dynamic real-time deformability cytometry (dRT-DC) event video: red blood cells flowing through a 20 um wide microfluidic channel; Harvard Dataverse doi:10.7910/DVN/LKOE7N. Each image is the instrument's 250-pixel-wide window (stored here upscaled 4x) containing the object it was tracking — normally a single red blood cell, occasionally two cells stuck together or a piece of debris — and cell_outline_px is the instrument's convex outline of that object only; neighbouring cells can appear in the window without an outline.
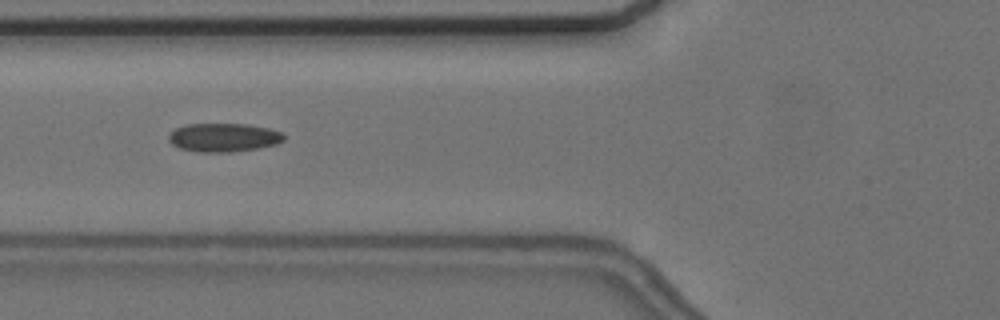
{"species": "common noctule bat (a hibernating species)", "species_latin": "Nyctalus noctula", "temperature_condition": "cold", "stored_images_in_passage": 43, "camera_frame_rate_fps": 3000, "um_per_image_px": 0.085, "animal": {"sex": "female", "body_mass_g": 24.6, "forearm_length_mm": 56.2}, "frame": {"image": 1, "passage_image": 9, "time_ms": 2.667, "image_size_px": [1000, 320], "cell_outline_px": [[284, 140], [276, 144], [256, 148], [232, 152], [196, 152], [180, 148], [172, 144], [168, 140], [168, 136], [176, 128], [184, 124], [248, 124], [268, 128], [280, 132], [284, 136]], "centroid_in_image_um": [18.98, 11.68], "position_along_channel_um": 106.8, "area_um2": 19.13}}
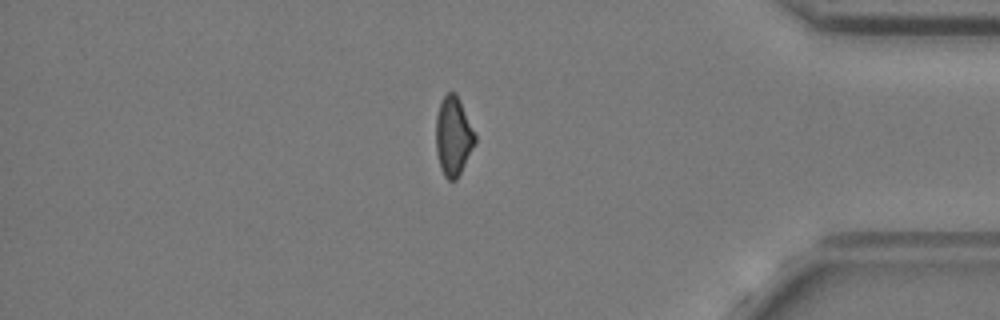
{"frame": {"image": 2, "passage_image": 35, "time_ms": 11.333, "image_size_px": [1000, 320], "cell_outline_px": [[476, 144], [456, 180], [448, 180], [444, 176], [440, 168], [436, 152], [436, 116], [440, 104], [444, 96], [448, 92], [456, 92], [460, 100], [476, 136]], "centroid_in_image_um": [38.53, 11.59], "position_along_channel_um": 396.7, "area_um2": 18.03}}
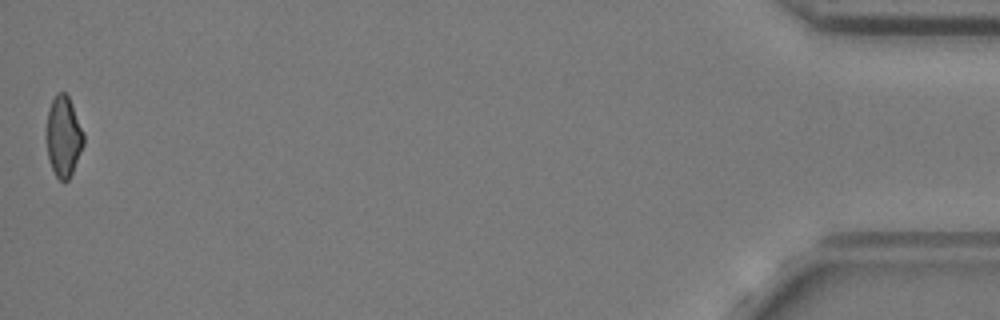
{"frame": {"image": 3, "passage_image": 43, "time_ms": 14.0, "image_size_px": [1000, 320], "cell_outline_px": [[84, 144], [72, 172], [68, 180], [60, 180], [56, 176], [52, 168], [48, 156], [44, 136], [48, 108], [56, 92], [64, 92], [68, 96], [84, 132]], "centroid_in_image_um": [5.36, 11.57], "position_along_channel_um": 429.8, "area_um2": 17.69}, "authors_computed_cell_mechanics": {"area_um2": 18.6694, "velocity_mm_per_s": 3.6941, "shape_relaxation_time_tau1_ms": null, "shape_relaxation_time_tau2_ms": 2.4316, "deformation_change_tau1": null, "deformation_change_tau2": 0.093}}